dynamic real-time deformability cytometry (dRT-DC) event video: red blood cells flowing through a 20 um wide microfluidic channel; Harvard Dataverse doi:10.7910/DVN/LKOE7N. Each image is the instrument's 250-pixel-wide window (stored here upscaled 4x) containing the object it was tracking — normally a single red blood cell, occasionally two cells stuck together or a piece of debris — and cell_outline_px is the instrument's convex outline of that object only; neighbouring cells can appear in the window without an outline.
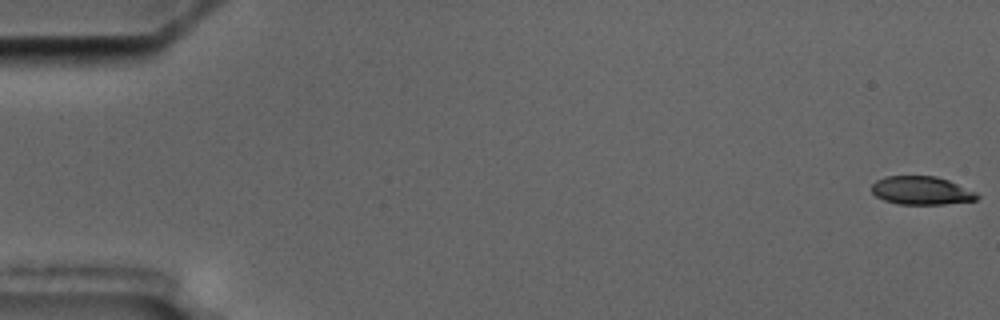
{"species": "common noctule bat (a hibernating species)", "species_latin": "Nyctalus noctula", "temperature_condition": "cold", "stored_images_in_passage": 5, "camera_frame_rate_fps": 3000, "um_per_image_px": 0.085, "animal": {"sex": "male", "body_mass_g": 17.5, "forearm_length_mm": 52.3}, "frame": {"image": 1, "passage_image": 1, "time_ms": 0.0, "image_size_px": [1000, 320], "cell_outline_px": [[980, 196], [976, 200], [944, 204], [896, 204], [884, 200], [876, 196], [872, 192], [872, 184], [876, 180], [888, 176], [936, 176], [948, 180], [976, 192]], "centroid_in_image_um": [78.31, 16.2], "position_along_channel_um": 6.7, "area_um2": 17.34}}
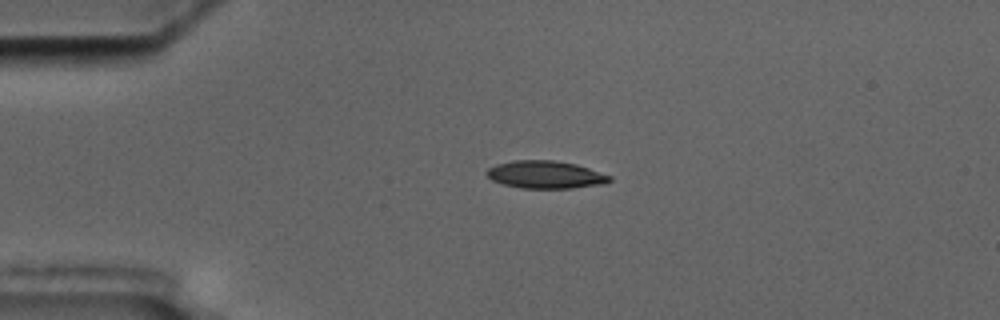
{"frame": {"image": 2, "passage_image": 4, "time_ms": 4.333, "image_size_px": [1000, 320], "cell_outline_px": [[612, 180], [604, 184], [572, 188], [520, 188], [504, 184], [492, 180], [484, 172], [488, 168], [496, 164], [512, 160], [552, 160], [576, 164], [612, 176]], "centroid_in_image_um": [46.36, 14.84], "position_along_channel_um": 38.6, "area_um2": 19.83}}